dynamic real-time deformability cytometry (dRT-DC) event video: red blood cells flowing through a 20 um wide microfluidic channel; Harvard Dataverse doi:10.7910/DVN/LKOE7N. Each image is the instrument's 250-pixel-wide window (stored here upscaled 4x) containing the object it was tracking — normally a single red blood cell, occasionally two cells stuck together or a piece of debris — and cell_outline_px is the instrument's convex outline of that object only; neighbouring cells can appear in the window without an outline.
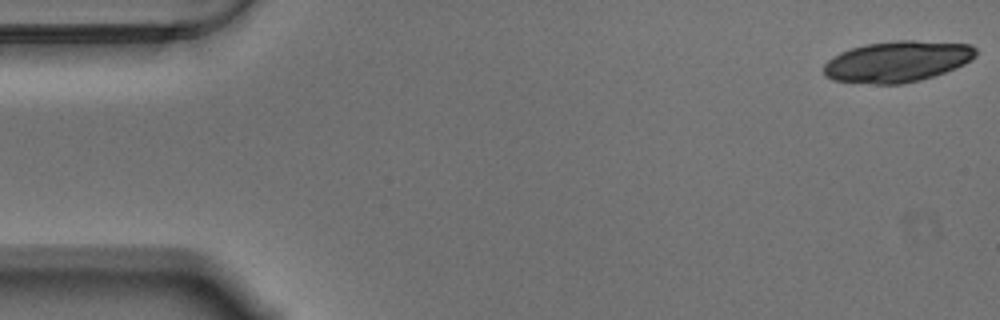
{"species": "Egyptian fruit bat (a non-hibernating species)", "species_latin": "Rousettus aegyptiacus", "temperature_condition": "warm", "stored_images_in_passage": 11, "camera_frame_rate_fps": 3000, "um_per_image_px": 0.085, "animal": {"sex": "male"}, "frame": {"image": 1, "passage_image": 1, "time_ms": 0.0, "image_size_px": [1000, 320], "cell_outline_px": [[976, 56], [972, 60], [956, 68], [920, 80], [900, 84], [876, 84], [832, 80], [824, 76], [824, 64], [832, 56], [840, 52], [864, 44], [896, 40], [912, 40], [972, 44], [976, 48]], "centroid_in_image_um": [76.27, 5.22], "position_along_channel_um": 8.7, "area_um2": 36.53}}